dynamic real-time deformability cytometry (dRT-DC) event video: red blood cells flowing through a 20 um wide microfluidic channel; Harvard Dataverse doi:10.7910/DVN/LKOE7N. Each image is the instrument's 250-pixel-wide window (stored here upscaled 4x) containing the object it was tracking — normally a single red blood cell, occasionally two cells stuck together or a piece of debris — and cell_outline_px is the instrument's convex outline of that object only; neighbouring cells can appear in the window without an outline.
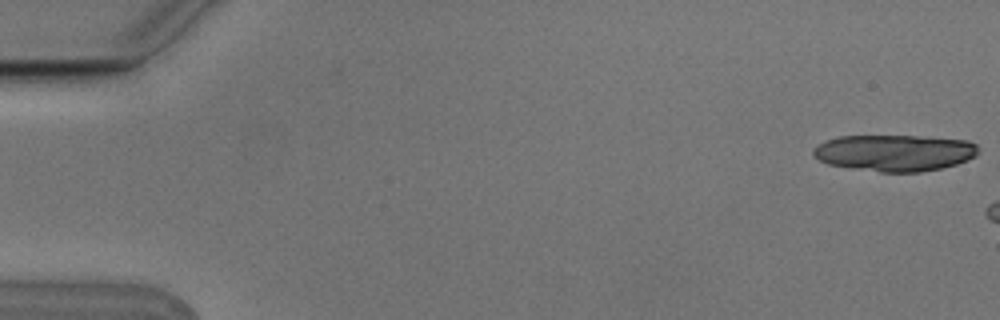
{"species": "Egyptian fruit bat (a non-hibernating species)", "species_latin": "Rousettus aegyptiacus", "temperature_condition": "cold", "stored_images_in_passage": 5, "camera_frame_rate_fps": 3000, "um_per_image_px": 0.085, "animal": {"sex": "male"}, "frame": {"image": 1, "passage_image": 1, "time_ms": 0.0, "image_size_px": [1000, 320], "cell_outline_px": [[980, 152], [976, 156], [968, 160], [956, 164], [940, 168], [920, 172], [880, 172], [852, 168], [828, 164], [820, 160], [812, 152], [812, 148], [816, 144], [840, 136], [916, 136], [968, 140], [976, 144]], "centroid_in_image_um": [76.06, 12.99], "position_along_channel_um": 8.9, "area_um2": 35.14}}